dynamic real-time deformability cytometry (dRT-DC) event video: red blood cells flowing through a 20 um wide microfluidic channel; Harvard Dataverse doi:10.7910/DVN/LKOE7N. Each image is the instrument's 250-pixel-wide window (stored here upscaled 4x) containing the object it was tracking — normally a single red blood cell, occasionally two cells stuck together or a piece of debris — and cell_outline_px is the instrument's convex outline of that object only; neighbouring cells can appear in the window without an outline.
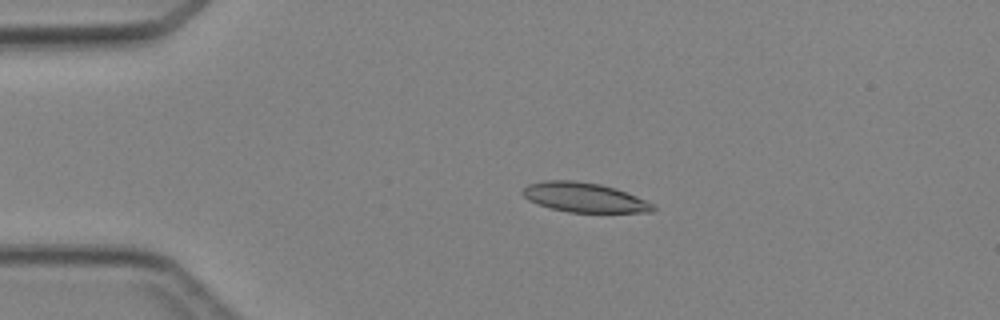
{"species": "Egyptian fruit bat (a non-hibernating species)", "species_latin": "Rousettus aegyptiacus", "temperature_condition": "cold", "stored_images_in_passage": 4, "camera_frame_rate_fps": 3000, "um_per_image_px": 0.085, "animal": {"sex": "female"}, "frame": {"image": 1, "passage_image": 3, "time_ms": 2.333, "image_size_px": [1000, 320], "cell_outline_px": [[656, 208], [652, 212], [568, 212], [552, 208], [528, 200], [520, 192], [528, 184], [544, 180], [572, 180], [600, 184], [616, 188], [636, 196], [652, 204]], "centroid_in_image_um": [49.64, 16.77], "position_along_channel_um": 35.4, "area_um2": 22.25}}